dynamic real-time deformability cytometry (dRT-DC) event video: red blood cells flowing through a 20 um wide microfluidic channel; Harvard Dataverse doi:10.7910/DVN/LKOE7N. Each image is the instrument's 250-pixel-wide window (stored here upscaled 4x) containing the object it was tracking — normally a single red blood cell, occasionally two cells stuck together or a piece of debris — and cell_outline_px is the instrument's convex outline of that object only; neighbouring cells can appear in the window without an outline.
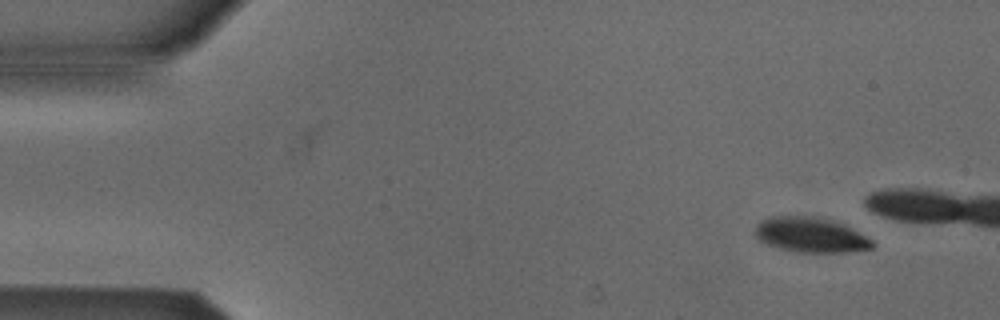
{"species": "Egyptian fruit bat (a non-hibernating species)", "species_latin": "Rousettus aegyptiacus", "temperature_condition": "cold", "stored_images_in_passage": 11, "camera_frame_rate_fps": 3000, "um_per_image_px": 0.085, "animal": {"sex": "male"}, "frame": {"image": 1, "passage_image": 1, "time_ms": 0.0, "image_size_px": [1000, 320], "cell_outline_px": [[872, 248], [844, 252], [796, 252], [776, 248], [764, 244], [756, 236], [756, 224], [760, 220], [772, 216], [820, 216], [844, 224], [872, 240]], "centroid_in_image_um": [68.85, 19.96], "position_along_channel_um": 16.2, "area_um2": 23.99}}